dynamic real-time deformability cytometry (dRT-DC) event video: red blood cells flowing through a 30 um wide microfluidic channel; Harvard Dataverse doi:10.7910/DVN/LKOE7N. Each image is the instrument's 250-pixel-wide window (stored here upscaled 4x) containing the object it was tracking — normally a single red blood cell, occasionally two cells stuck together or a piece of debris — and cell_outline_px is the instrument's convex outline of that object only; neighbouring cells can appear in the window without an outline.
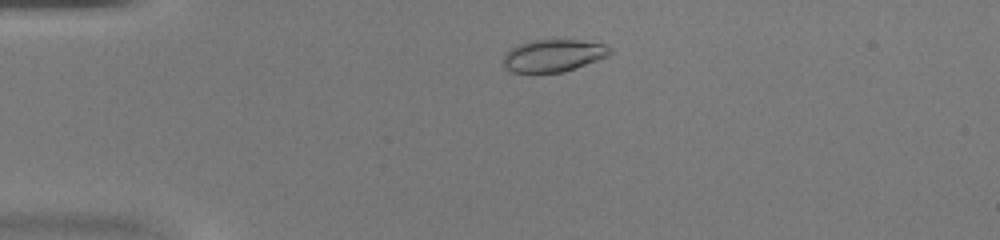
{"species": "common noctule bat (a hibernating species)", "species_latin": "Nyctalus noctula", "temperature_condition": "warm", "stored_images_in_passage": 42, "camera_frame_rate_fps": 3000, "um_per_image_px": 0.085, "animal": {"sex": "female", "body_mass_g": 20.0, "forearm_length_mm": 54.0}, "frame": {"image": 1, "passage_image": 7, "time_ms": 2.0, "image_size_px": [1000, 240], "cell_outline_px": [[612, 52], [608, 56], [576, 68], [564, 72], [532, 76], [512, 72], [504, 64], [504, 52], [528, 40], [580, 40], [604, 44], [612, 48]], "centroid_in_image_um": [47.01, 4.77], "position_along_channel_um": 38.0, "area_um2": 20.75}}
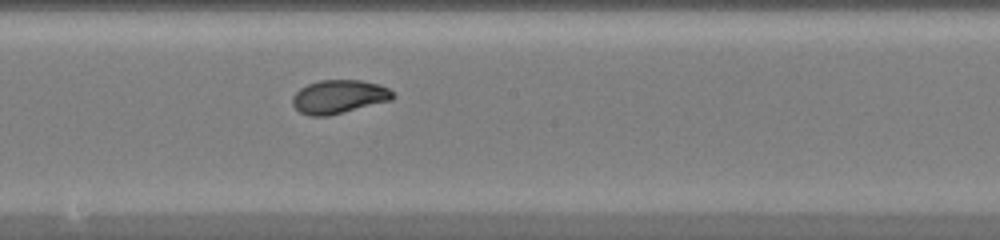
{"frame": {"image": 2, "passage_image": 22, "time_ms": 7.0, "image_size_px": [1000, 240], "cell_outline_px": [[396, 96], [392, 100], [328, 116], [308, 116], [300, 112], [292, 104], [292, 96], [300, 88], [308, 84], [320, 80], [360, 80], [380, 84], [388, 88]], "centroid_in_image_um": [28.81, 8.22], "position_along_channel_um": 219.4, "area_um2": 19.71}}
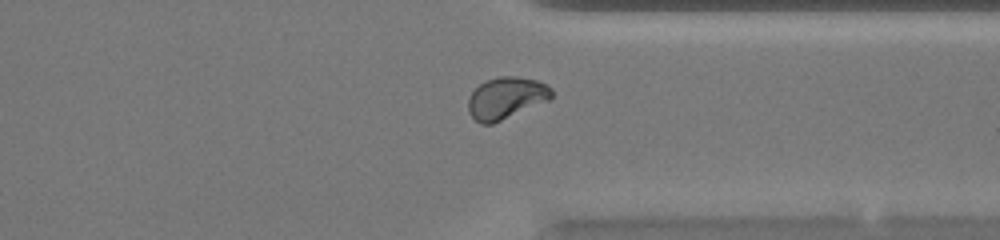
{"frame": {"image": 3, "passage_image": 32, "time_ms": 10.333, "image_size_px": [1000, 240], "cell_outline_px": [[552, 96], [548, 100], [492, 124], [480, 124], [468, 112], [468, 100], [472, 92], [484, 80], [500, 76], [516, 76], [536, 80], [552, 88]], "centroid_in_image_um": [42.99, 8.32], "position_along_channel_um": 368.4, "area_um2": 20.11}}